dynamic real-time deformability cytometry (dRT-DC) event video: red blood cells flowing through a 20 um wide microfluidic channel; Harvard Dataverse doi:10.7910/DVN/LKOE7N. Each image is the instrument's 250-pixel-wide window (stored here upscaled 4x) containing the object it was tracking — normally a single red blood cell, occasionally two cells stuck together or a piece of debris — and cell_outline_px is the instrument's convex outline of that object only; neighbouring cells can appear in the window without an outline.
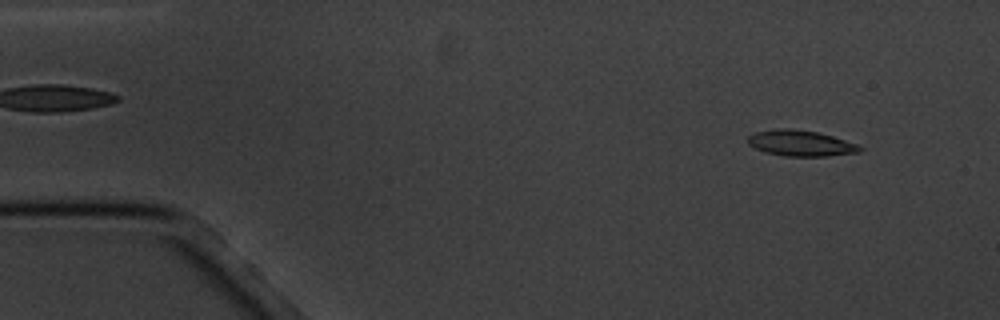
{"species": "common noctule bat (a hibernating species)", "species_latin": "Nyctalus noctula", "temperature_condition": "cold", "stored_images_in_passage": 4, "camera_frame_rate_fps": 3000, "um_per_image_px": 0.085, "animal": {"sex": "male", "body_mass_g": 20.1, "forearm_length_mm": 53.5}, "frame": {"image": 1, "passage_image": 1, "time_ms": 0.0, "image_size_px": [1000, 320], "cell_outline_px": [[864, 148], [860, 152], [828, 156], [784, 156], [764, 152], [748, 144], [748, 136], [756, 132], [776, 128], [792, 128], [816, 132], [832, 136], [856, 144]], "centroid_in_image_um": [68.04, 12.17], "position_along_channel_um": 17.0, "area_um2": 16.82}}
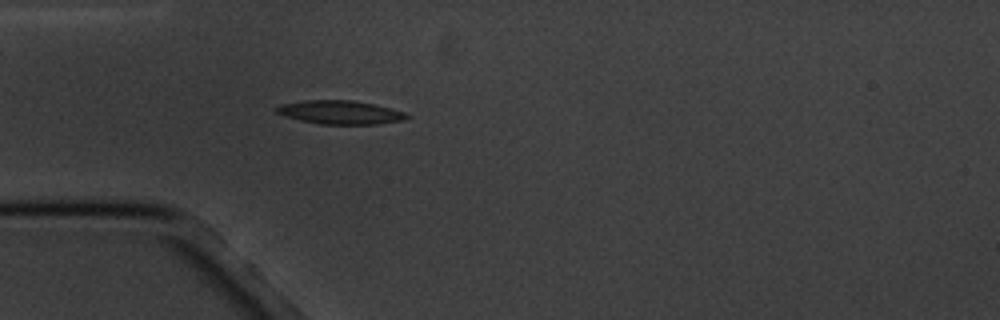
{"frame": {"image": 2, "passage_image": 4, "time_ms": 3.667, "image_size_px": [1000, 320], "cell_outline_px": [[412, 116], [404, 120], [376, 124], [320, 124], [300, 120], [276, 112], [276, 108], [280, 104], [304, 100], [352, 100], [392, 108], [404, 112]], "centroid_in_image_um": [28.95, 9.54], "position_along_channel_um": 56.0, "area_um2": 17.8}}